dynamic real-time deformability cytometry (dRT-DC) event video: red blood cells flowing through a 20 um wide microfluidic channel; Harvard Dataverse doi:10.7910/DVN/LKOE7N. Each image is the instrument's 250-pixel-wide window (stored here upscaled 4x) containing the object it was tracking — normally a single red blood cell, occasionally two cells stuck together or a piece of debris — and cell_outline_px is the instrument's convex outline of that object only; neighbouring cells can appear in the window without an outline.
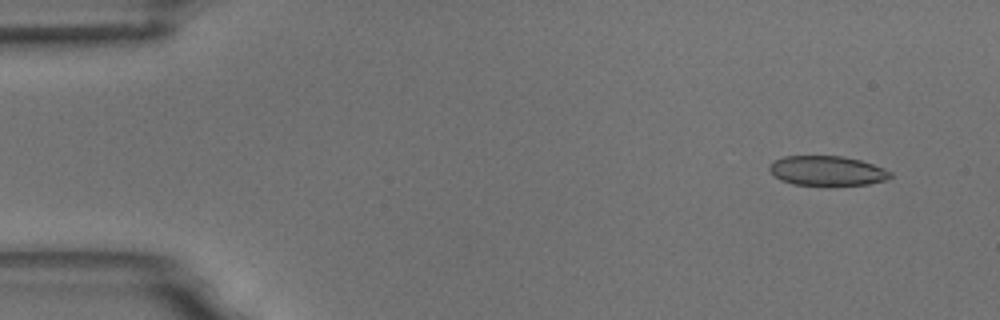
{"species": "common noctule bat (a hibernating species)", "species_latin": "Nyctalus noctula", "temperature_condition": "room temperature", "stored_images_in_passage": 3, "camera_frame_rate_fps": 3000, "um_per_image_px": 0.085, "animal": {"sex": "male", "body_mass_g": 18.8}, "frame": {"image": 1, "passage_image": 1, "time_ms": 0.0, "image_size_px": [1000, 320], "cell_outline_px": [[892, 176], [884, 180], [868, 184], [832, 188], [828, 188], [792, 184], [780, 180], [768, 168], [768, 164], [784, 156], [840, 156], [860, 160], [884, 168], [892, 172]], "centroid_in_image_um": [70.3, 14.57], "position_along_channel_um": 14.7, "area_um2": 21.68}}